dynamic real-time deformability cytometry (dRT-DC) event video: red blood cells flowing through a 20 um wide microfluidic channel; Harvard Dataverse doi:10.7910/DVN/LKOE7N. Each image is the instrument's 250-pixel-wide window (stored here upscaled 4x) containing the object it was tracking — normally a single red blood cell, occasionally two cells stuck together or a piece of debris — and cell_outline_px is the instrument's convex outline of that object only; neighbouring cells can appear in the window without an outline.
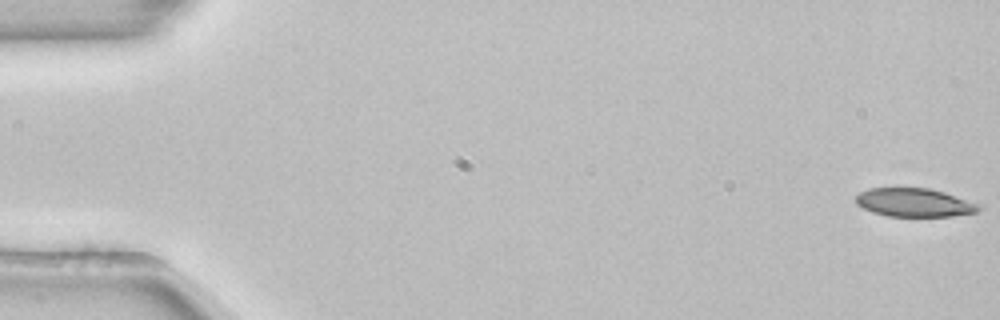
{"species": "common noctule bat (a hibernating species)", "species_latin": "Nyctalus noctula", "temperature_condition": "room temperature", "stored_images_in_passage": 55, "segment_of_instrument_passage": [1, 2], "camera_frame_rate_fps": 3000, "um_per_image_px": 0.085, "animal": {"sex": "female", "body_mass_g": 22.7, "forearm_length_mm": 54.2}, "frame": {"image": 1, "passage_image": 1, "time_ms": 0.0, "image_size_px": [1000, 320], "cell_outline_px": [[984, 208], [976, 212], [952, 216], [888, 216], [872, 212], [856, 204], [856, 196], [860, 192], [868, 188], [928, 188], [944, 192], [984, 204]], "centroid_in_image_um": [77.79, 17.21], "position_along_channel_um": 7.2, "area_um2": 20.63}}
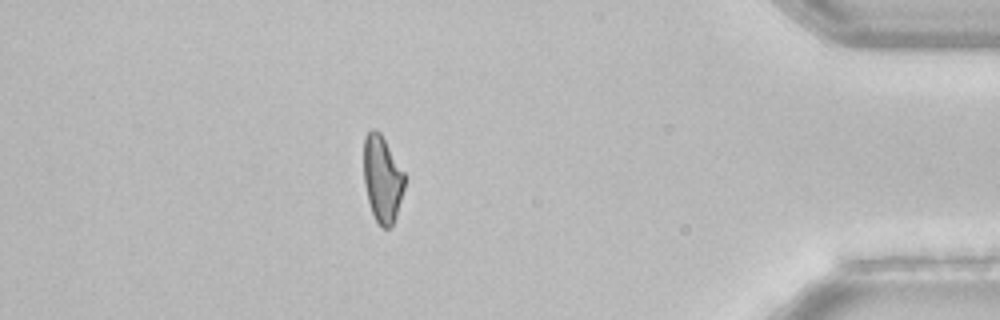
{"frame": {"image": 2, "passage_image": 47, "time_ms": 15.333, "image_size_px": [1000, 320], "cell_outline_px": [[404, 188], [396, 216], [392, 224], [388, 228], [380, 228], [372, 212], [368, 200], [364, 184], [364, 136], [372, 128], [376, 128], [380, 132], [404, 172]], "centroid_in_image_um": [32.48, 15.19], "position_along_channel_um": 402.7, "area_um2": 20.52}}